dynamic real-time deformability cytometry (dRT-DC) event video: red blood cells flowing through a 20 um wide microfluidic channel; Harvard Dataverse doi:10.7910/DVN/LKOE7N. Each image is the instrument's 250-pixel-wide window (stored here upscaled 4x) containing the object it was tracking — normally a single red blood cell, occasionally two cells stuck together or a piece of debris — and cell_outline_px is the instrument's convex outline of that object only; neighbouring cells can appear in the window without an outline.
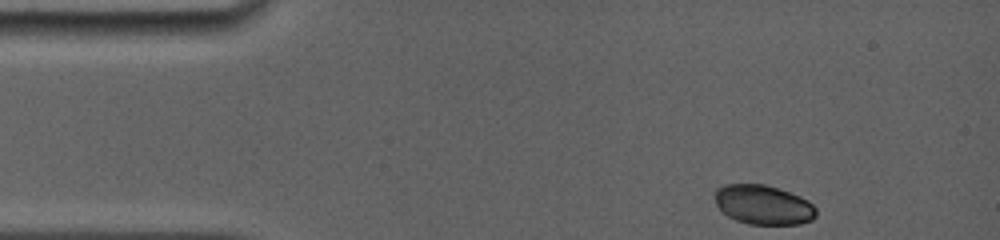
{"species": "common noctule bat (a hibernating species)", "species_latin": "Nyctalus noctula", "temperature_condition": "room temperature", "stored_images_in_passage": 18, "camera_frame_rate_fps": 5000, "um_per_image_px": 0.085, "animal": {"sex": "female", "body_mass_g": 19.0, "forearm_length_mm": 56.7}, "frame": {"image": 1, "passage_image": 1, "time_ms": 0.0, "image_size_px": [1000, 240], "cell_outline_px": [[816, 216], [812, 220], [800, 224], [748, 224], [736, 220], [728, 216], [716, 204], [716, 188], [724, 184], [764, 184], [800, 196], [808, 200], [816, 208]], "centroid_in_image_um": [64.9, 17.41], "position_along_channel_um": 20.1, "area_um2": 23.18}}
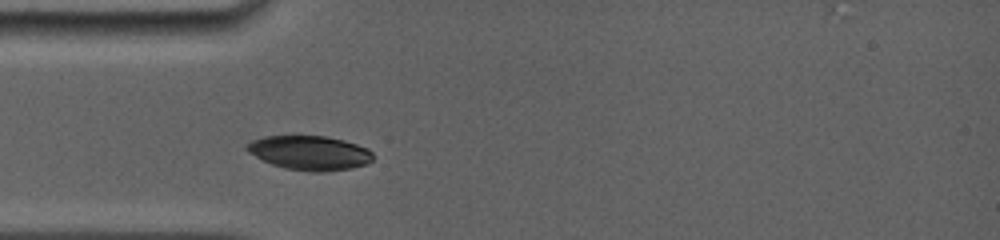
{"frame": {"image": 2, "passage_image": 17, "time_ms": 2.8, "image_size_px": [1000, 240], "cell_outline_px": [[372, 160], [368, 164], [352, 168], [324, 172], [312, 172], [284, 168], [272, 164], [248, 152], [244, 148], [244, 144], [252, 140], [264, 136], [328, 136], [344, 140], [368, 148], [372, 152]], "centroid_in_image_um": [26.32, 12.99], "position_along_channel_um": 58.7, "area_um2": 25.37}}